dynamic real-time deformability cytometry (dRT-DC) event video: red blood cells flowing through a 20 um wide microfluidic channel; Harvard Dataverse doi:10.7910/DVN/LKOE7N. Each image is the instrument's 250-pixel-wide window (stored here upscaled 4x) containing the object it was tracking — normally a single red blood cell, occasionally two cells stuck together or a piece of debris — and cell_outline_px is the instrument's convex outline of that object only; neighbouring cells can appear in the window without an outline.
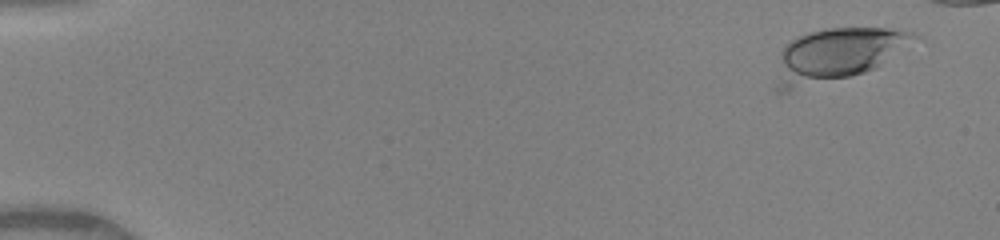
{"species": "human", "species_latin": "Homo sapiens", "temperature_condition": "warm", "stored_images_in_passage": 15, "camera_frame_rate_fps": 3000, "um_per_image_px": 0.085, "donor": {"sex": "female"}, "frame": {"image": 1, "passage_image": 1, "time_ms": 0.0, "image_size_px": [1000, 240], "cell_outline_px": [[916, 36], [876, 68], [852, 76], [788, 92], [776, 92], [776, 84], [780, 52], [792, 40], [808, 32], [824, 28], [888, 28], [912, 32]], "centroid_in_image_um": [71.04, 4.68], "position_along_channel_um": 14.0, "area_um2": 41.62}}